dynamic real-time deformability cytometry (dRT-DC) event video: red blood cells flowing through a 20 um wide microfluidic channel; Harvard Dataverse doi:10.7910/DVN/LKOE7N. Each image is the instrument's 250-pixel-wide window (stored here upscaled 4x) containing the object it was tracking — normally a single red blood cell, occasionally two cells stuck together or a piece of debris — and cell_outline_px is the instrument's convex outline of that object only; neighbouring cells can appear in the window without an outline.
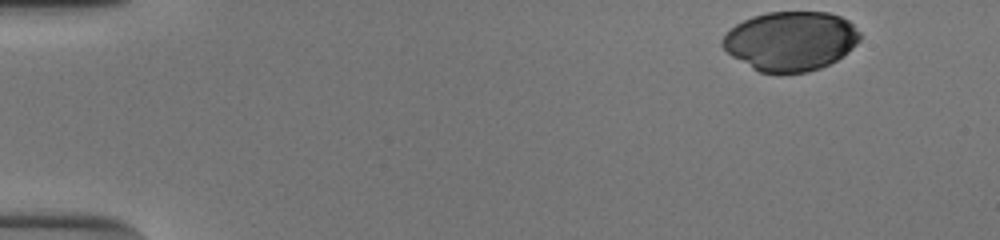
{"species": "human", "species_latin": "Homo sapiens", "temperature_condition": "cold", "stored_images_in_passage": 40, "camera_frame_rate_fps": 3000, "um_per_image_px": 0.085, "donor": {"sex": "male"}, "frame": {"image": 1, "passage_image": 1, "time_ms": 0.0, "image_size_px": [1000, 240], "cell_outline_px": [[860, 40], [848, 52], [836, 60], [820, 68], [808, 72], [760, 72], [752, 68], [732, 56], [720, 44], [720, 40], [736, 24], [752, 16], [768, 12], [828, 12], [840, 16], [848, 20], [860, 32]], "centroid_in_image_um": [67.21, 3.47], "position_along_channel_um": 17.8, "area_um2": 47.28}}
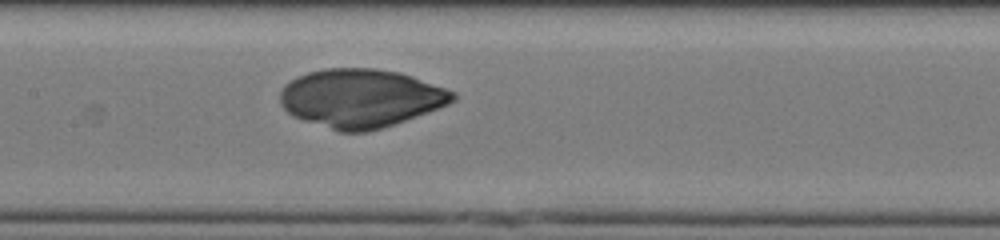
{"frame": {"image": 2, "passage_image": 23, "time_ms": 7.333, "image_size_px": [1000, 240], "cell_outline_px": [[456, 100], [440, 108], [368, 132], [340, 132], [292, 116], [280, 104], [280, 92], [284, 84], [296, 76], [308, 72], [324, 68], [376, 68], [400, 72], [412, 76], [456, 92]], "centroid_in_image_um": [30.65, 8.33], "position_along_channel_um": 176.8, "area_um2": 58.9}}
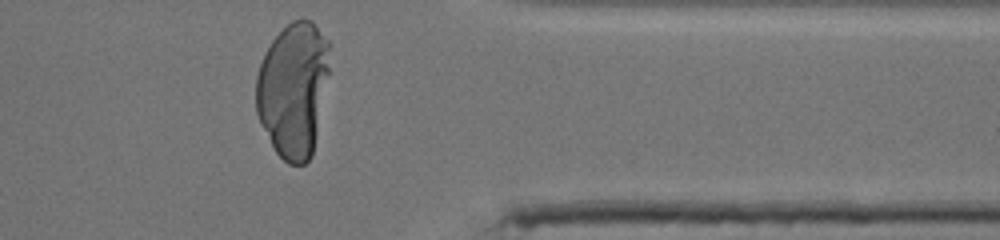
{"frame": {"image": 3, "passage_image": 40, "time_ms": 13.0, "image_size_px": [1000, 240], "cell_outline_px": [[328, 72], [312, 156], [304, 164], [288, 164], [276, 152], [260, 124], [256, 112], [256, 76], [264, 52], [272, 40], [292, 20], [304, 16], [312, 20], [316, 24], [328, 40]], "centroid_in_image_um": [24.9, 7.57], "position_along_channel_um": 386.5, "area_um2": 57.74}}